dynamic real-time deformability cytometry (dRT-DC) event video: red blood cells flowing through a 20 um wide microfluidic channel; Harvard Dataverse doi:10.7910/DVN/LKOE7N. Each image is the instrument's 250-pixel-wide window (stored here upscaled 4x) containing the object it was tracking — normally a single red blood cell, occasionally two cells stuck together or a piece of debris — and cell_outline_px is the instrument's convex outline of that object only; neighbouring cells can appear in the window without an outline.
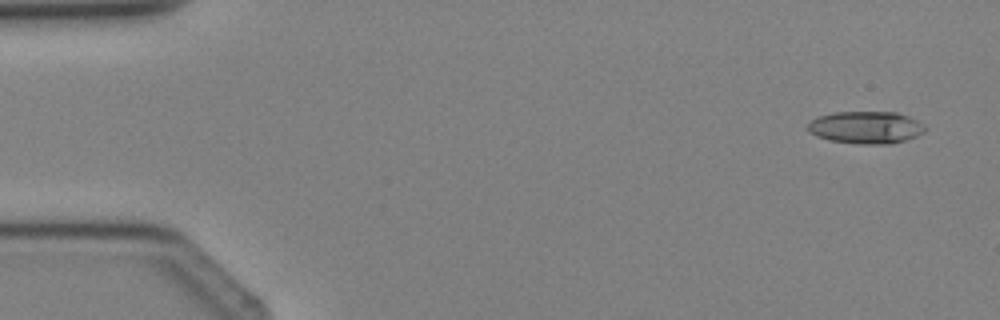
{"species": "Egyptian fruit bat (a non-hibernating species)", "species_latin": "Rousettus aegyptiacus", "temperature_condition": "cold", "stored_images_in_passage": 3, "camera_frame_rate_fps": 3000, "um_per_image_px": 0.085, "animal": {"sex": "female"}, "frame": {"image": 1, "passage_image": 1, "time_ms": 0.0, "image_size_px": [1000, 320], "cell_outline_px": [[928, 128], [924, 132], [916, 136], [892, 144], [860, 144], [828, 140], [816, 136], [808, 132], [808, 124], [816, 116], [832, 112], [896, 112], [908, 116], [924, 124]], "centroid_in_image_um": [73.59, 10.83], "position_along_channel_um": 11.4, "area_um2": 22.31}}